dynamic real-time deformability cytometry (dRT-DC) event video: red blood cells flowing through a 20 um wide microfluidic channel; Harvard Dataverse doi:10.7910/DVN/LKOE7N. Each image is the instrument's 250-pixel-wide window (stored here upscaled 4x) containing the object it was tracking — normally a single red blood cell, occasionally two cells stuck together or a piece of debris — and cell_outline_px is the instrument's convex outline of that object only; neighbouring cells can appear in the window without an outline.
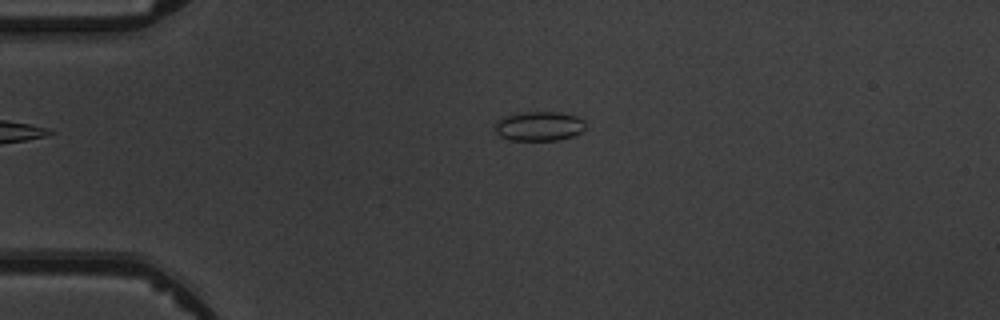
{"species": "common noctule bat (a hibernating species)", "species_latin": "Nyctalus noctula", "temperature_condition": "warm", "stored_images_in_passage": 1, "camera_frame_rate_fps": 3000, "um_per_image_px": 0.085, "animal": {"sex": "male", "body_mass_g": 19.5, "forearm_length_mm": 54.6}, "frame": {"image": 1, "passage_image": 1, "time_ms": 0.0, "image_size_px": [1000, 320], "cell_outline_px": [[584, 128], [580, 132], [572, 136], [560, 140], [512, 140], [500, 136], [496, 132], [496, 120], [504, 116], [528, 112], [556, 112], [576, 116], [584, 120]], "centroid_in_image_um": [45.82, 10.73], "position_along_channel_um": 39.2, "area_um2": 15.32}}